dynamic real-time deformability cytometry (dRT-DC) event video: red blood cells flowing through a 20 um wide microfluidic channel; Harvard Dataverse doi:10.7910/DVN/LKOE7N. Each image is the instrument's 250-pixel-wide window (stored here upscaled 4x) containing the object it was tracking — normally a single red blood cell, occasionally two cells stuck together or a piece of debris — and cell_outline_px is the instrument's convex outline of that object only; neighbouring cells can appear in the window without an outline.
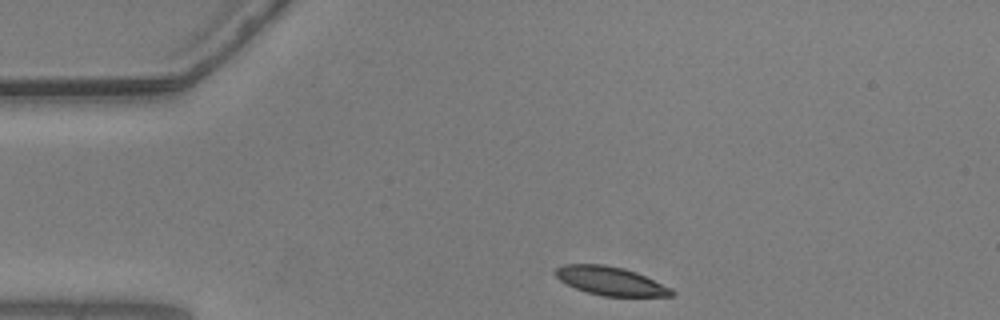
{"species": "common noctule bat (a hibernating species)", "species_latin": "Nyctalus noctula", "temperature_condition": "warm", "stored_images_in_passage": 46, "camera_frame_rate_fps": 3000, "um_per_image_px": 0.085, "animal": {"sex": "male", "body_mass_g": 20.5, "forearm_length_mm": 52.5}, "frame": {"image": 1, "passage_image": 1, "time_ms": 0.0, "image_size_px": [1000, 320], "cell_outline_px": [[676, 296], [604, 296], [588, 292], [576, 288], [560, 280], [552, 272], [556, 268], [564, 264], [604, 264], [624, 268], [636, 272], [672, 288], [676, 292]], "centroid_in_image_um": [51.91, 23.88], "position_along_channel_um": 33.1, "area_um2": 19.36}}
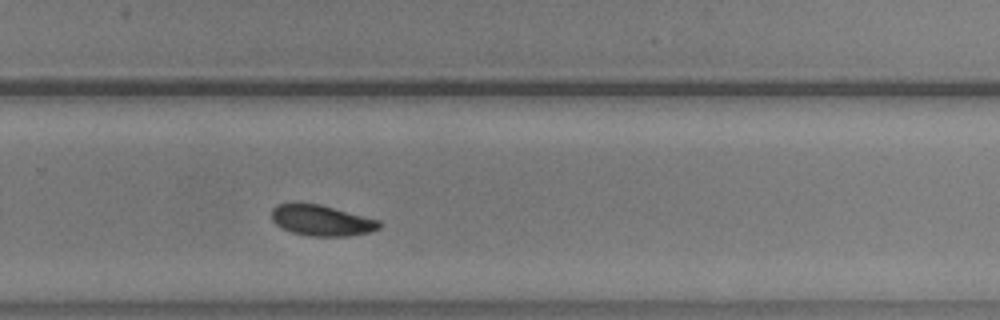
{"frame": {"image": 2, "passage_image": 27, "time_ms": 8.667, "image_size_px": [1000, 320], "cell_outline_px": [[384, 224], [380, 228], [368, 232], [348, 236], [308, 236], [292, 232], [280, 228], [272, 220], [272, 208], [276, 204], [320, 204], [380, 220]], "centroid_in_image_um": [27.35, 18.75], "position_along_channel_um": 302.4, "area_um2": 19.31}}
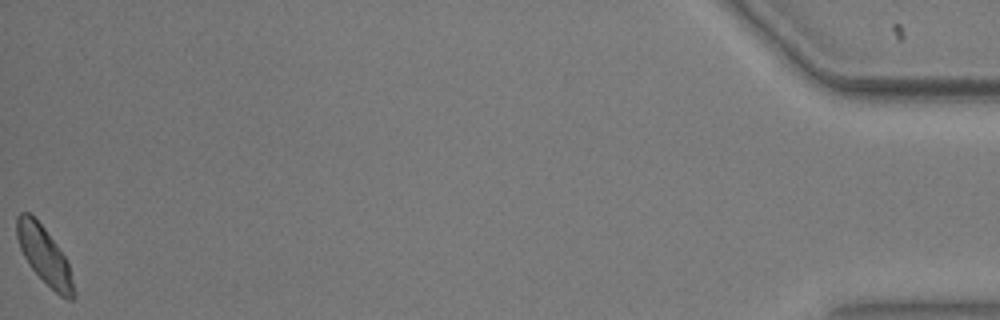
{"frame": {"image": 3, "passage_image": 46, "time_ms": 15.0, "image_size_px": [1000, 320], "cell_outline_px": [[76, 296], [72, 300], [68, 300], [60, 296], [28, 264], [20, 248], [16, 236], [16, 216], [20, 212], [28, 212], [44, 228], [68, 260]], "centroid_in_image_um": [3.78, 21.71], "position_along_channel_um": 431.4, "area_um2": 18.79}, "authors_computed_cell_mechanics": {"area_um2": 19.4208, "velocity_mm_per_s": 3.6167, "shape_relaxation_time_tau1_ms": 3.9282, "shape_relaxation_time_tau2_ms": null, "deformation_change_tau1": 0.1287, "deformation_change_tau2": null}}